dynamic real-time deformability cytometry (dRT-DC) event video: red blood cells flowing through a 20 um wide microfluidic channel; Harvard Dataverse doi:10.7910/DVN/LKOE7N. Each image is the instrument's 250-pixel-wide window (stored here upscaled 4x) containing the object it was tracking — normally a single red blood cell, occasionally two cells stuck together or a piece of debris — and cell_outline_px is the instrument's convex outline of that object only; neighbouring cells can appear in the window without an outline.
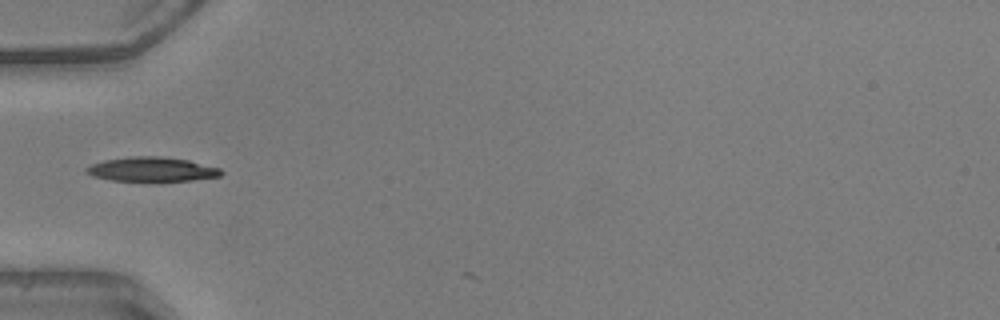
{"species": "common noctule bat (a hibernating species)", "species_latin": "Nyctalus noctula", "temperature_condition": "warm", "stored_images_in_passage": 3, "camera_frame_rate_fps": 3000, "um_per_image_px": 0.085, "animal": {"sex": "male", "body_mass_g": 20.5, "forearm_length_mm": 52.5}, "frame": {"image": 1, "passage_image": 2, "time_ms": 0.333, "image_size_px": [1000, 320], "cell_outline_px": [[224, 172], [220, 176], [192, 180], [160, 184], [112, 180], [92, 176], [84, 172], [84, 168], [92, 164], [104, 160], [132, 156], [160, 156], [188, 160], [220, 168]], "centroid_in_image_um": [12.9, 14.44], "position_along_channel_um": 72.1, "area_um2": 20.06}}